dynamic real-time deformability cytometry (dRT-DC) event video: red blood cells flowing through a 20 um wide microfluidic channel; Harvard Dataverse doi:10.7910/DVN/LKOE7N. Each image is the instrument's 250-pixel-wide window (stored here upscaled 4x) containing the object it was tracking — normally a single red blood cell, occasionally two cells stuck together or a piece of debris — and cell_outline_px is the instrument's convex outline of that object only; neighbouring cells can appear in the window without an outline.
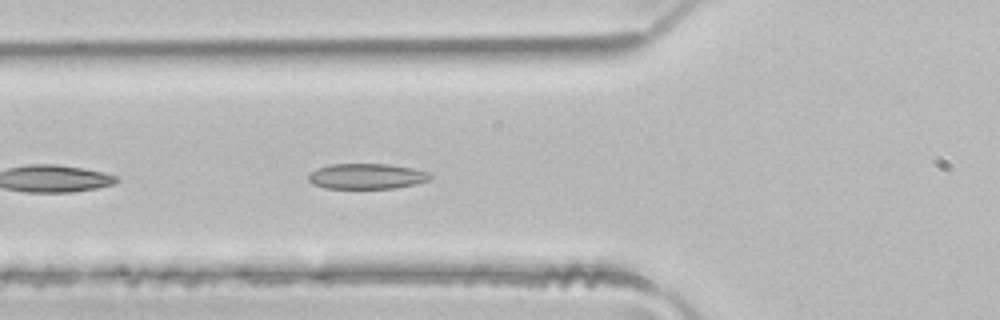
{"species": "common noctule bat (a hibernating species)", "species_latin": "Nyctalus noctula", "temperature_condition": "room temperature", "stored_images_in_passage": 21, "camera_frame_rate_fps": 3000, "um_per_image_px": 0.085, "animal": {"sex": "male", "body_mass_g": 21.5, "forearm_length_mm": 52.0}, "frame": {"image": 1, "passage_image": 4, "time_ms": 1.0, "image_size_px": [1000, 320], "cell_outline_px": [[432, 176], [428, 180], [416, 184], [396, 188], [324, 188], [312, 184], [308, 180], [308, 176], [316, 168], [328, 164], [388, 164], [412, 168], [428, 172]], "centroid_in_image_um": [31.14, 14.98], "position_along_channel_um": 94.7, "area_um2": 18.09}}
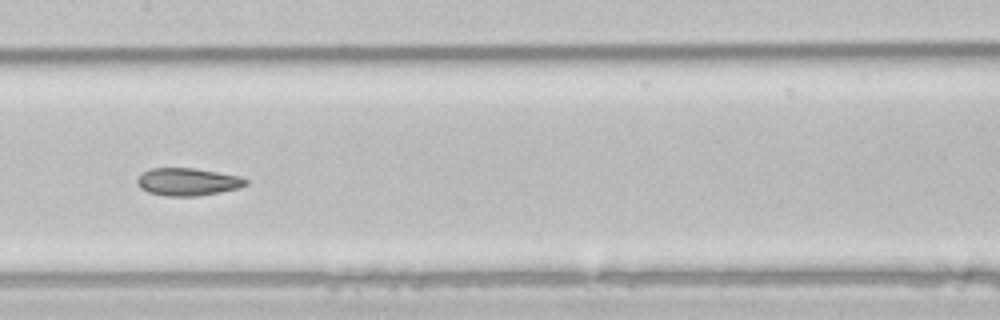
{"frame": {"image": 2, "passage_image": 11, "time_ms": 3.333, "image_size_px": [1000, 320], "cell_outline_px": [[248, 184], [236, 188], [220, 192], [196, 196], [164, 196], [148, 192], [140, 188], [136, 180], [144, 172], [152, 168], [196, 168], [240, 176], [248, 180]], "centroid_in_image_um": [15.96, 15.45], "position_along_channel_um": 191.4, "area_um2": 17.4}}
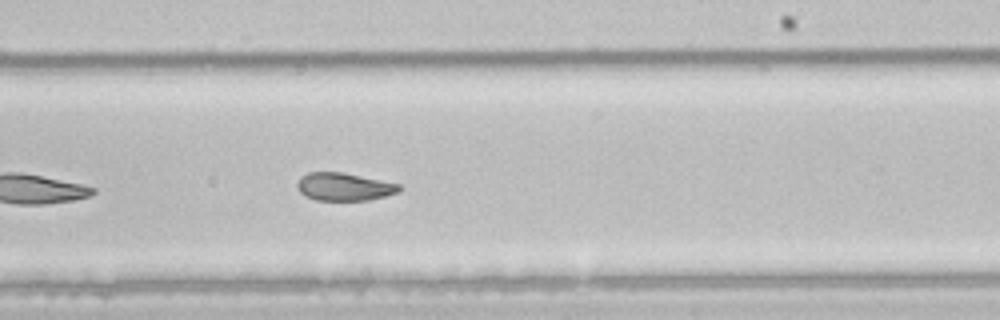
{"frame": {"image": 3, "passage_image": 16, "time_ms": 5.0, "image_size_px": [1000, 320], "cell_outline_px": [[400, 192], [368, 200], [316, 200], [300, 192], [296, 184], [300, 176], [308, 172], [340, 172], [400, 184]], "centroid_in_image_um": [29.23, 15.87], "position_along_channel_um": 259.8, "area_um2": 16.36}}